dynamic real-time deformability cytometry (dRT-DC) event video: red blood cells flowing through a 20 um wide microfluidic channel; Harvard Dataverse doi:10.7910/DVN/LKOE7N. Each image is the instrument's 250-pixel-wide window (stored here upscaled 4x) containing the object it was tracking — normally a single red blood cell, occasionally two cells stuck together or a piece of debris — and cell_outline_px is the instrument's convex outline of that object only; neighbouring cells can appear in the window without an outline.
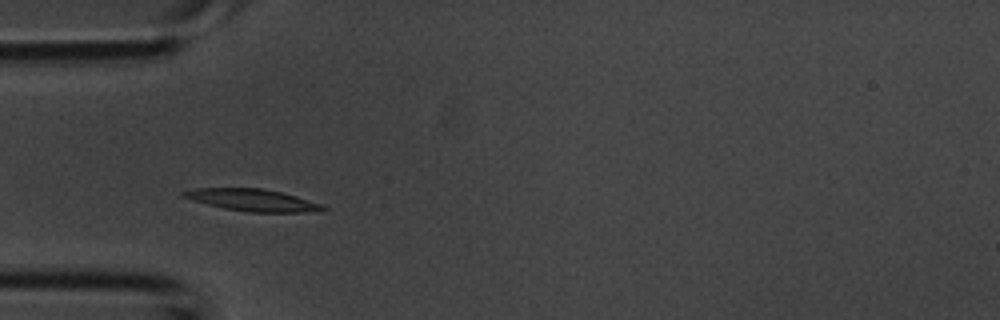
{"species": "common noctule bat (a hibernating species)", "species_latin": "Nyctalus noctula", "temperature_condition": "room temperature", "stored_images_in_passage": 4, "camera_frame_rate_fps": 3000, "um_per_image_px": 0.085, "animal": {"sex": "male", "body_mass_g": 20.1, "forearm_length_mm": 53.5}, "frame": {"image": 1, "passage_image": 3, "time_ms": 0.667, "image_size_px": [1000, 320], "cell_outline_px": [[328, 208], [304, 212], [248, 212], [224, 208], [192, 200], [180, 196], [180, 192], [192, 188], [260, 188], [280, 192], [296, 196], [320, 204]], "centroid_in_image_um": [21.36, 16.99], "position_along_channel_um": 63.6, "area_um2": 17.63}}
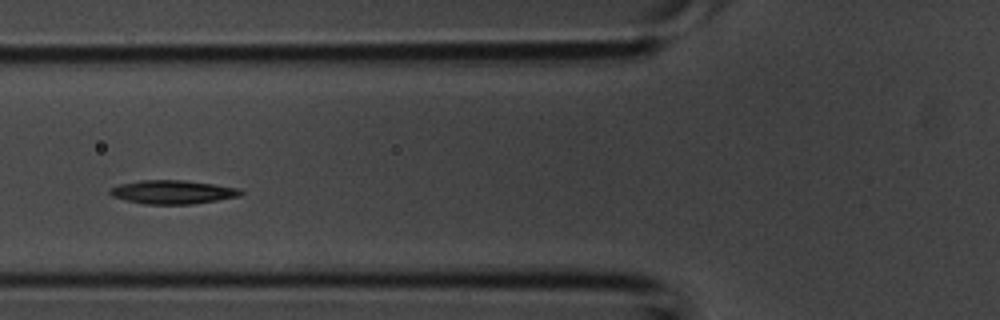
{"frame": {"image": 2, "passage_image": 4, "time_ms": 1.0, "image_size_px": [1000, 320], "cell_outline_px": [[244, 192], [240, 196], [192, 204], [144, 204], [112, 196], [108, 192], [112, 188], [120, 184], [140, 180], [184, 180], [240, 188]], "centroid_in_image_um": [14.7, 16.32], "position_along_channel_um": 111.1, "area_um2": 17.86}}